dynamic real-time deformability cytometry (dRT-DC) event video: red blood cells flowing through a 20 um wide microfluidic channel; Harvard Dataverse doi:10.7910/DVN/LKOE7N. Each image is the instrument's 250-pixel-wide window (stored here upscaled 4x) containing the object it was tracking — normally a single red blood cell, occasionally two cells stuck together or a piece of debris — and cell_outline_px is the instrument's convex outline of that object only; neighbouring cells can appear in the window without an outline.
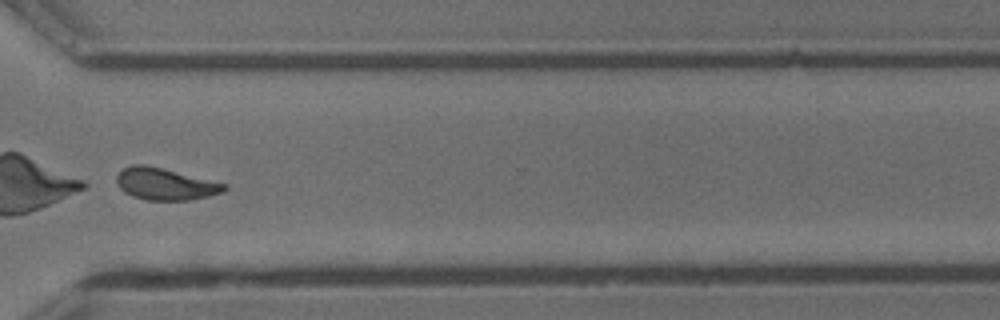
{"species": "common noctule bat (a hibernating species)", "species_latin": "Nyctalus noctula", "temperature_condition": "cold", "stored_images_in_passage": 45, "camera_frame_rate_fps": 3000, "um_per_image_px": 0.085, "animal": {"sex": "male", "body_mass_g": 13.3}, "frame": {"image": 1, "passage_image": 32, "time_ms": 10.333, "image_size_px": [1000, 320], "cell_outline_px": [[228, 188], [224, 192], [208, 196], [188, 200], [148, 200], [132, 196], [124, 192], [116, 184], [116, 176], [124, 168], [132, 164], [144, 164], [228, 184]], "centroid_in_image_um": [14.04, 15.64], "position_along_channel_um": 356.6, "area_um2": 19.94}}